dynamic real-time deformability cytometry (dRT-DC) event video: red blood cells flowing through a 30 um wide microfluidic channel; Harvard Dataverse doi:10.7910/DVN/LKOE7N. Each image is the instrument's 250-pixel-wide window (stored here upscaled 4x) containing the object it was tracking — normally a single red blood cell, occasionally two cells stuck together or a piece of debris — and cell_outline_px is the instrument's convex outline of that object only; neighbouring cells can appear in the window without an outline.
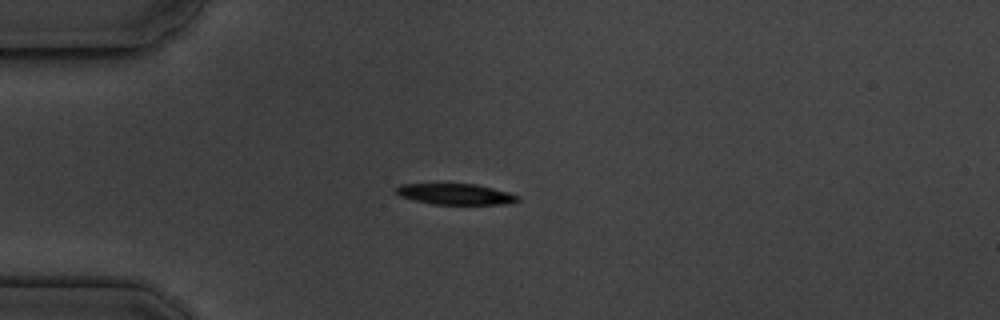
{"species": "common noctule bat (a hibernating species)", "species_latin": "Nyctalus noctula", "temperature_condition": "cold", "stored_images_in_passage": 13, "camera_frame_rate_fps": 3000, "um_per_image_px": 0.085, "animal": {"sex": "male", "body_mass_g": 19.5, "forearm_length_mm": 54.6}, "frame": {"image": 1, "passage_image": 1, "time_ms": 0.0, "image_size_px": [1000, 320], "cell_outline_px": [[520, 200], [508, 204], [432, 204], [400, 196], [396, 192], [396, 188], [400, 184], [476, 184], [508, 192], [520, 196]], "centroid_in_image_um": [38.75, 16.5], "position_along_channel_um": 46.2, "area_um2": 14.68}}
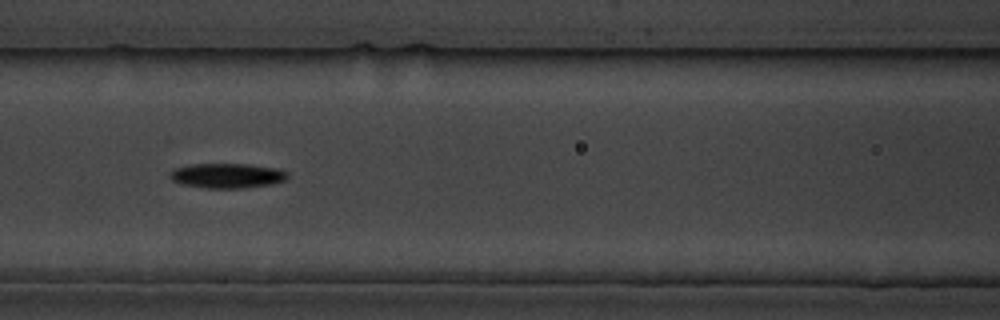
{"frame": {"image": 2, "passage_image": 4, "time_ms": 3.333, "image_size_px": [1000, 320], "cell_outline_px": [[288, 180], [272, 184], [244, 188], [204, 188], [180, 184], [172, 180], [168, 176], [176, 168], [192, 164], [248, 164], [280, 168], [288, 172]], "centroid_in_image_um": [19.36, 14.93], "position_along_channel_um": 147.2, "area_um2": 17.22}}
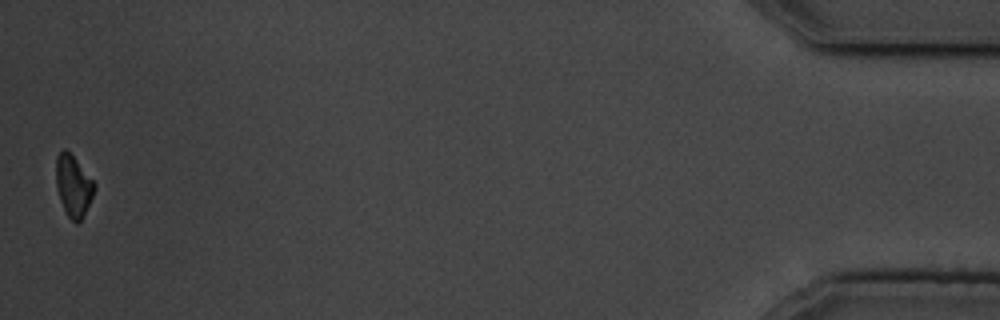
{"frame": {"image": 3, "passage_image": 13, "time_ms": 13.667, "image_size_px": [1000, 320], "cell_outline_px": [[96, 188], [80, 220], [76, 224], [68, 216], [60, 200], [56, 188], [56, 156], [64, 148], [76, 160], [96, 184]], "centroid_in_image_um": [6.21, 15.78], "position_along_channel_um": 429.0, "area_um2": 13.35}, "authors_computed_cell_mechanics": {"area_um2": 15.2014, "velocity_mm_per_s": 3.5883, "shape_relaxation_time_tau1_ms": 1.5871, "shape_relaxation_time_tau2_ms": null, "deformation_change_tau1": 0.1091, "deformation_change_tau2": null}}